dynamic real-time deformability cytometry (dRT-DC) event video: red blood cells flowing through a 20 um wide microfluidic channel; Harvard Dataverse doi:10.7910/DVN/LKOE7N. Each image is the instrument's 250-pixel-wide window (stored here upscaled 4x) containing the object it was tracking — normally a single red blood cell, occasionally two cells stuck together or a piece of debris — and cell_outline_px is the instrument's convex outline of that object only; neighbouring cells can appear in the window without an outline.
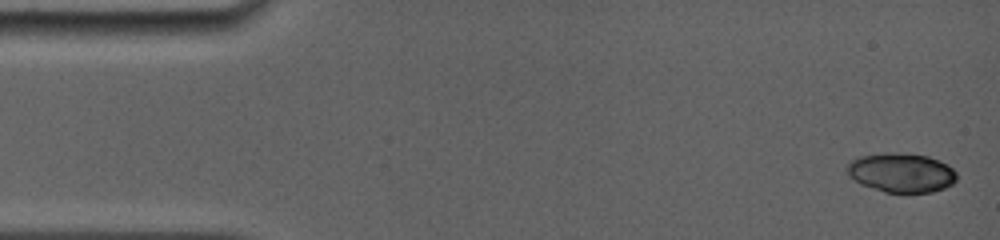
{"species": "common noctule bat (a hibernating species)", "species_latin": "Nyctalus noctula", "temperature_condition": "room temperature", "stored_images_in_passage": 13, "camera_frame_rate_fps": 5000, "um_per_image_px": 0.085, "animal": {"sex": "female", "body_mass_g": 19.0, "forearm_length_mm": 56.7}, "frame": {"image": 1, "passage_image": 1, "time_ms": 0.0, "image_size_px": [1000, 240], "cell_outline_px": [[956, 180], [952, 184], [944, 188], [932, 192], [884, 192], [860, 184], [848, 176], [848, 164], [852, 160], [860, 156], [888, 152], [896, 152], [928, 156], [940, 160], [948, 164], [956, 172]], "centroid_in_image_um": [76.62, 14.67], "position_along_channel_um": 8.4, "area_um2": 25.14}}
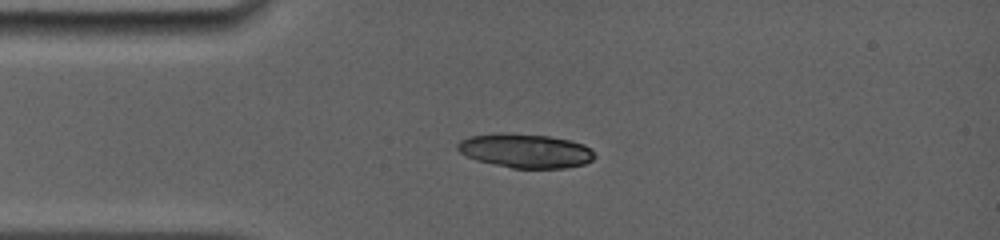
{"frame": {"image": 2, "passage_image": 11, "time_ms": 3.4, "image_size_px": [1000, 240], "cell_outline_px": [[596, 156], [592, 160], [584, 164], [564, 168], [512, 168], [492, 164], [476, 160], [460, 152], [456, 148], [456, 144], [460, 140], [468, 136], [500, 132], [504, 132], [548, 136], [568, 140], [584, 144]], "centroid_in_image_um": [44.61, 12.81], "position_along_channel_um": 40.4, "area_um2": 27.28}}